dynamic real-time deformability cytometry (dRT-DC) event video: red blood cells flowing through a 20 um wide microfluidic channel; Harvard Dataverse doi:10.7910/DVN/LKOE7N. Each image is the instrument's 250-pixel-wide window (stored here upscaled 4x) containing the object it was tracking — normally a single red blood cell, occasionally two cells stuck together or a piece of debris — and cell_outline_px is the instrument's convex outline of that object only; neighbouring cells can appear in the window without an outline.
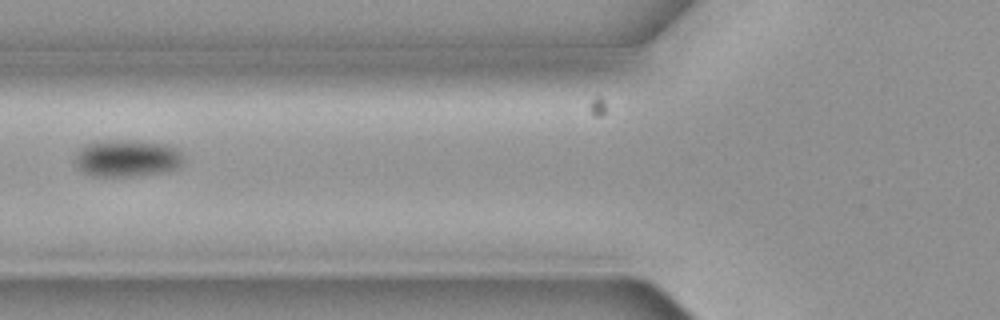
{"species": "common noctule bat (a hibernating species)", "species_latin": "Nyctalus noctula", "temperature_condition": "cold", "stored_images_in_passage": 5, "camera_frame_rate_fps": 3000, "um_per_image_px": 0.085, "animal": {"sex": "female", "body_mass_g": 19.3, "forearm_length_mm": 54.1}, "frame": {"image": 1, "passage_image": 5, "time_ms": 1.333, "image_size_px": [1000, 320], "cell_outline_px": [[184, 160], [176, 168], [160, 172], [124, 176], [92, 176], [76, 168], [76, 152], [80, 148], [96, 140], [140, 140], [164, 144], [176, 148], [184, 156]], "centroid_in_image_um": [10.77, 13.42], "position_along_channel_um": 115.0, "area_um2": 23.41}}